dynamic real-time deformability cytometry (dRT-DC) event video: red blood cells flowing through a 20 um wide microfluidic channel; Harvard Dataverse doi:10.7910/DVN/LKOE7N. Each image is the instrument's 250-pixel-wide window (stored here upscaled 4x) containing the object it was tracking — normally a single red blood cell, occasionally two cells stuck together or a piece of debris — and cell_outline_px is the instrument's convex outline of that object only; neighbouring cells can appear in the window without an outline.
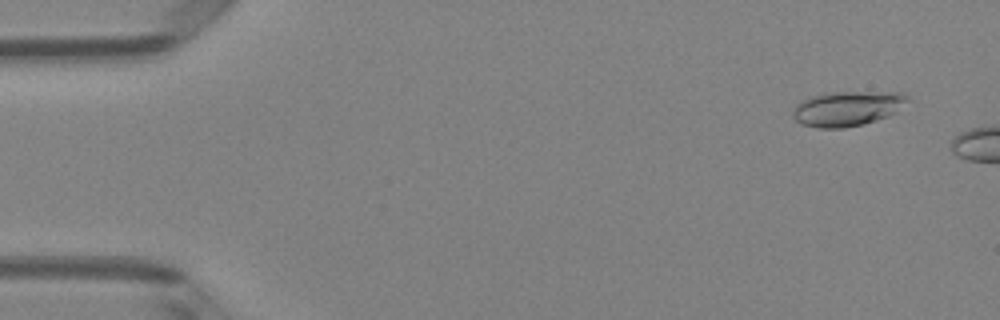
{"species": "Egyptian fruit bat (a non-hibernating species)", "species_latin": "Rousettus aegyptiacus", "temperature_condition": "room temperature", "stored_images_in_passage": 7, "camera_frame_rate_fps": 3000, "um_per_image_px": 0.085, "animal": {"sex": "female"}, "frame": {"image": 1, "passage_image": 3, "time_ms": 0.667, "image_size_px": [1000, 320], "cell_outline_px": [[912, 100], [896, 112], [888, 116], [864, 124], [844, 128], [816, 128], [800, 124], [792, 116], [792, 112], [796, 104], [800, 100], [812, 96], [828, 92], [904, 92]], "centroid_in_image_um": [72.04, 9.22], "position_along_channel_um": 13.0, "area_um2": 23.76}}